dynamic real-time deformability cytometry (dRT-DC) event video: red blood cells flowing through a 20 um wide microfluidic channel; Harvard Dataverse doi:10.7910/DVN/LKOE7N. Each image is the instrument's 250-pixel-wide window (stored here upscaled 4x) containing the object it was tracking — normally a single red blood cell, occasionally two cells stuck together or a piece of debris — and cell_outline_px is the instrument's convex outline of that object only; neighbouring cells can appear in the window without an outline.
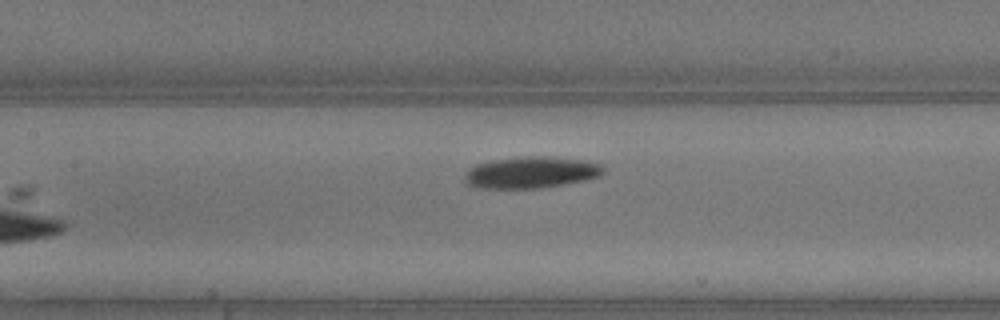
{"species": "common noctule bat (a hibernating species)", "species_latin": "Nyctalus noctula", "temperature_condition": "warm", "stored_images_in_passage": 5, "camera_frame_rate_fps": 3000, "um_per_image_px": 0.085, "animal": {"sex": "male", "body_mass_g": 13.3}, "frame": {"image": 1, "passage_image": 5, "time_ms": 1.333, "image_size_px": [1000, 320], "cell_outline_px": [[604, 172], [600, 176], [584, 180], [564, 184], [540, 188], [480, 188], [468, 184], [464, 180], [464, 176], [476, 164], [492, 160], [528, 156], [536, 156], [580, 160], [600, 164], [604, 168]], "centroid_in_image_um": [45.13, 14.67], "position_along_channel_um": 162.3, "area_um2": 25.03}}